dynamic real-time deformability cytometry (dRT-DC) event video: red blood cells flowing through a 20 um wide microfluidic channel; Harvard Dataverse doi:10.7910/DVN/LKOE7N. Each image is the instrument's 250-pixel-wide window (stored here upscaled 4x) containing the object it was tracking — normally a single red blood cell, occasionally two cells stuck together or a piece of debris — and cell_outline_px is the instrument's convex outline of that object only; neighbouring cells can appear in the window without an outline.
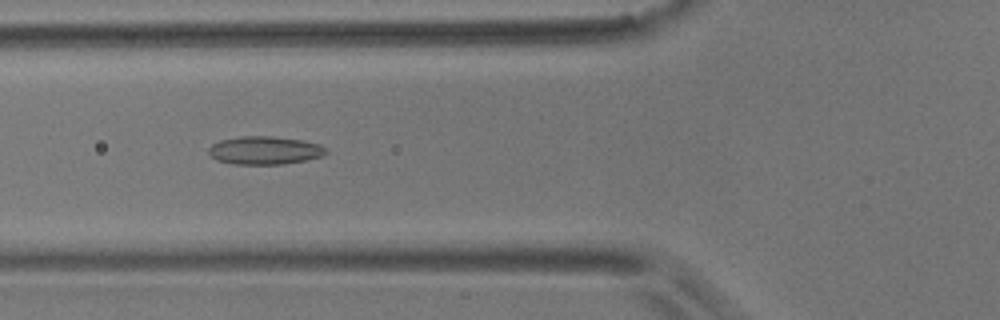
{"species": "common noctule bat (a hibernating species)", "species_latin": "Nyctalus noctula", "temperature_condition": "room temperature", "stored_images_in_passage": 54, "camera_frame_rate_fps": 3000, "um_per_image_px": 0.085, "animal": {"sex": "male", "body_mass_g": 17.9}, "frame": {"image": 1, "passage_image": 20, "time_ms": 6.333, "image_size_px": [1000, 320], "cell_outline_px": [[328, 152], [324, 156], [284, 164], [232, 164], [216, 160], [208, 152], [208, 148], [212, 144], [220, 140], [240, 136], [272, 136], [304, 140], [320, 144], [328, 148]], "centroid_in_image_um": [22.53, 12.77], "position_along_channel_um": 103.3, "area_um2": 19.48}}
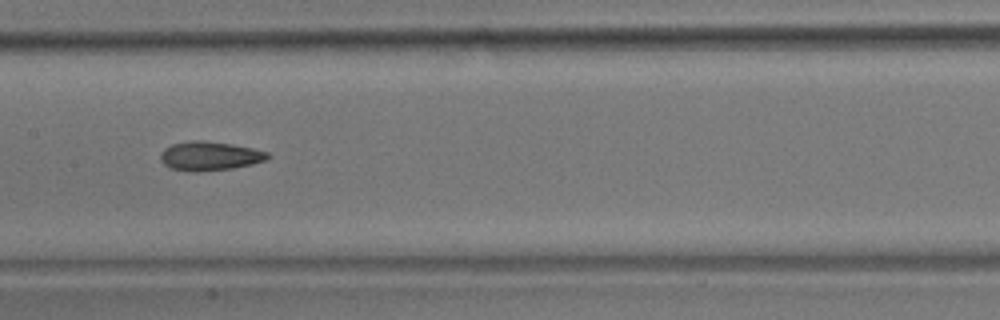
{"frame": {"image": 2, "passage_image": 27, "time_ms": 8.667, "image_size_px": [1000, 320], "cell_outline_px": [[272, 156], [268, 160], [252, 164], [232, 168], [196, 172], [192, 172], [168, 168], [160, 160], [160, 152], [164, 148], [172, 144], [192, 140], [204, 140], [232, 144], [252, 148], [268, 152]], "centroid_in_image_um": [17.82, 13.26], "position_along_channel_um": 189.6, "area_um2": 18.38}}
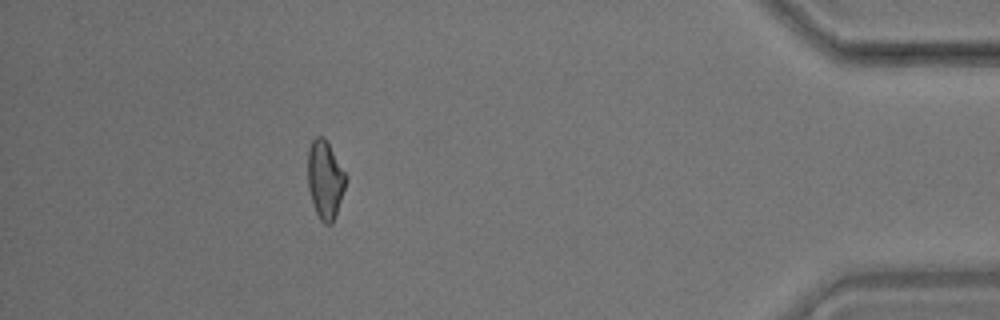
{"frame": {"image": 3, "passage_image": 49, "time_ms": 16.0, "image_size_px": [1000, 320], "cell_outline_px": [[344, 188], [332, 224], [324, 224], [320, 220], [312, 204], [308, 188], [308, 148], [312, 140], [316, 136], [324, 136], [344, 172]], "centroid_in_image_um": [27.58, 15.26], "position_along_channel_um": 407.6, "area_um2": 16.88}, "authors_computed_cell_mechanics": {"area_um2": 17.8024, "velocity_mm_per_s": 3.6732, "shape_relaxation_time_tau1_ms": null, "shape_relaxation_time_tau2_ms": 3.9222, "deformation_change_tau1": null, "deformation_change_tau2": 0.1169}}